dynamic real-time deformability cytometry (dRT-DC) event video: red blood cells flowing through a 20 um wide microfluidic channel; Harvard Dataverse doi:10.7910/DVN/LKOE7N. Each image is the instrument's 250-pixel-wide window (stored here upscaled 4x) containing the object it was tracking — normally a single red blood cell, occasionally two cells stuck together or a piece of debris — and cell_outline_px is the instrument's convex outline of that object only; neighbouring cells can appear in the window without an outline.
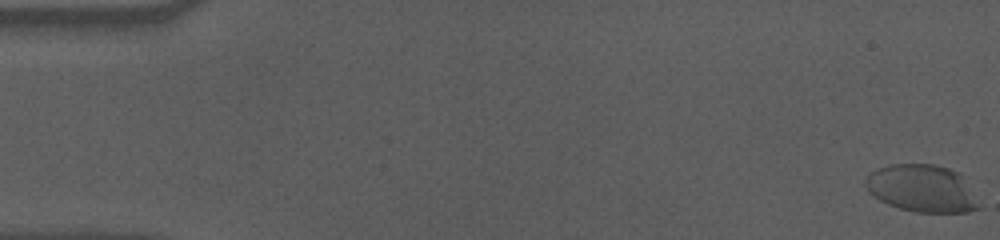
{"species": "human", "species_latin": "Homo sapiens", "temperature_condition": "cold", "stored_images_in_passage": 59, "camera_frame_rate_fps": 3000, "um_per_image_px": 0.085, "donor": {"sex": "male"}, "frame": {"image": 1, "passage_image": 1, "time_ms": 0.0, "image_size_px": [1000, 240], "cell_outline_px": [[980, 208], [968, 212], [916, 212], [900, 208], [888, 204], [880, 200], [868, 192], [868, 176], [872, 172], [888, 164], [932, 164], [948, 168], [960, 172], [980, 204]], "centroid_in_image_um": [78.41, 16.02], "position_along_channel_um": 6.6, "area_um2": 30.98}}
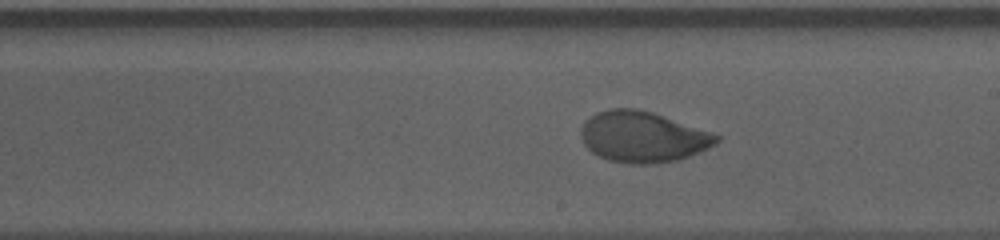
{"frame": {"image": 2, "passage_image": 34, "time_ms": 11.0, "image_size_px": [1000, 240], "cell_outline_px": [[720, 140], [716, 144], [708, 148], [680, 160], [648, 164], [628, 164], [608, 160], [592, 152], [584, 144], [580, 136], [580, 128], [584, 120], [596, 112], [608, 108], [636, 108], [652, 112], [720, 136]], "centroid_in_image_um": [54.58, 11.63], "position_along_channel_um": 234.4, "area_um2": 40.23}}
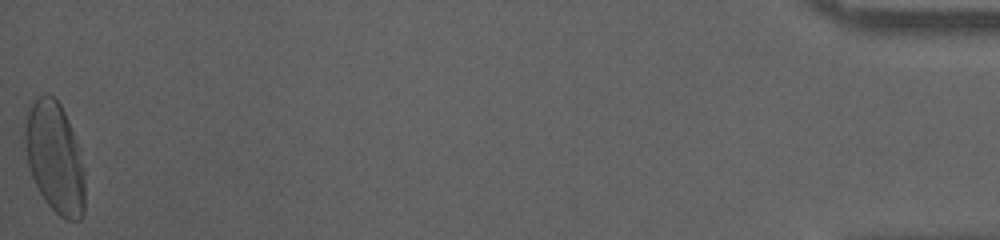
{"frame": {"image": 3, "passage_image": 59, "time_ms": 19.333, "image_size_px": [1000, 240], "cell_outline_px": [[84, 212], [80, 220], [68, 220], [60, 216], [48, 204], [40, 192], [28, 168], [24, 144], [24, 128], [28, 108], [44, 92], [48, 92], [60, 104], [64, 112], [80, 148], [84, 172]], "centroid_in_image_um": [4.65, 13.39], "position_along_channel_um": 430.5, "area_um2": 38.78}, "authors_computed_cell_mechanics": {"area_um2": 38.5526, "velocity_mm_per_s": 3.5269, "shape_relaxation_time_tau1_ms": 4.1522, "shape_relaxation_time_tau2_ms": 0.8655, "deformation_change_tau1": 0.1683, "deformation_change_tau2": 0.0377}}